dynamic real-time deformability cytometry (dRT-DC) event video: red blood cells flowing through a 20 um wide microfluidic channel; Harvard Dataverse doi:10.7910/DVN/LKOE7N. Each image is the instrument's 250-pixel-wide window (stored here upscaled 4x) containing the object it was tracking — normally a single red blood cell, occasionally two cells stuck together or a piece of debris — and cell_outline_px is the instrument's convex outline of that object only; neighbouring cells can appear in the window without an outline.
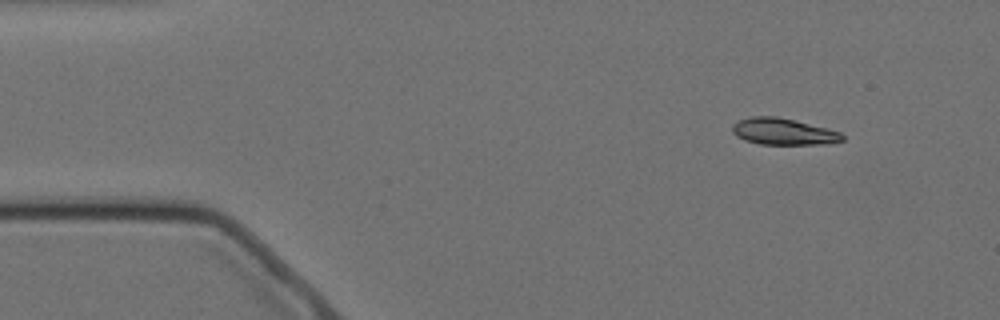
{"species": "Egyptian fruit bat (a non-hibernating species)", "species_latin": "Rousettus aegyptiacus", "temperature_condition": "cold", "stored_images_in_passage": 4, "camera_frame_rate_fps": 3000, "um_per_image_px": 0.085, "animal": {"sex": "female"}, "frame": {"image": 1, "passage_image": 1, "time_ms": 0.0, "image_size_px": [1000, 320], "cell_outline_px": [[844, 140], [828, 144], [760, 144], [744, 140], [736, 136], [732, 132], [732, 124], [740, 120], [752, 116], [776, 116], [840, 132], [844, 136]], "centroid_in_image_um": [66.54, 11.19], "position_along_channel_um": 18.5, "area_um2": 16.82}}
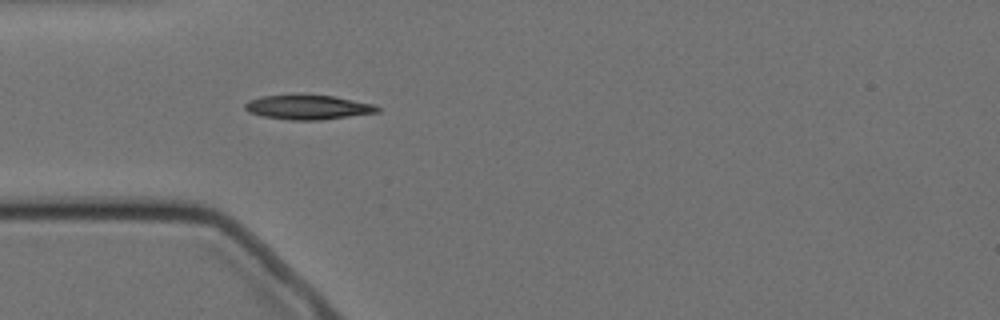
{"frame": {"image": 2, "passage_image": 4, "time_ms": 3.333, "image_size_px": [1000, 320], "cell_outline_px": [[380, 112], [320, 120], [288, 120], [264, 116], [248, 112], [244, 108], [244, 104], [248, 100], [260, 96], [292, 92], [300, 92], [332, 96], [376, 104], [380, 108]], "centroid_in_image_um": [26.14, 9.07], "position_along_channel_um": 58.9, "area_um2": 19.77}}